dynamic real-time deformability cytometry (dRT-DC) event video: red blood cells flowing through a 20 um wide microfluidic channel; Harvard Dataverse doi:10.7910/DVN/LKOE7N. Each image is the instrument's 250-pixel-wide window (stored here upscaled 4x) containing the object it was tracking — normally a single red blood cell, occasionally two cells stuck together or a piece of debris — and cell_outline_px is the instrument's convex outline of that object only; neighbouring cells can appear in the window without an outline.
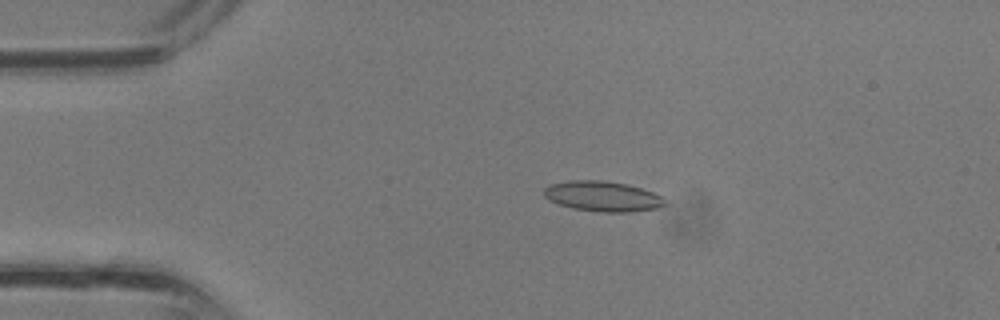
{"species": "common noctule bat (a hibernating species)", "species_latin": "Nyctalus noctula", "temperature_condition": "room temperature", "stored_images_in_passage": 36, "camera_frame_rate_fps": 3000, "um_per_image_px": 0.085, "animal": {"sex": "male", "body_mass_g": 13.3}, "frame": {"image": 1, "passage_image": 8, "time_ms": 2.333, "image_size_px": [1000, 320], "cell_outline_px": [[668, 204], [656, 208], [632, 212], [600, 212], [572, 208], [548, 200], [544, 196], [544, 188], [548, 184], [568, 180], [600, 180], [628, 184], [652, 192], [660, 196]], "centroid_in_image_um": [51.19, 16.68], "position_along_channel_um": 33.8, "area_um2": 21.39}}
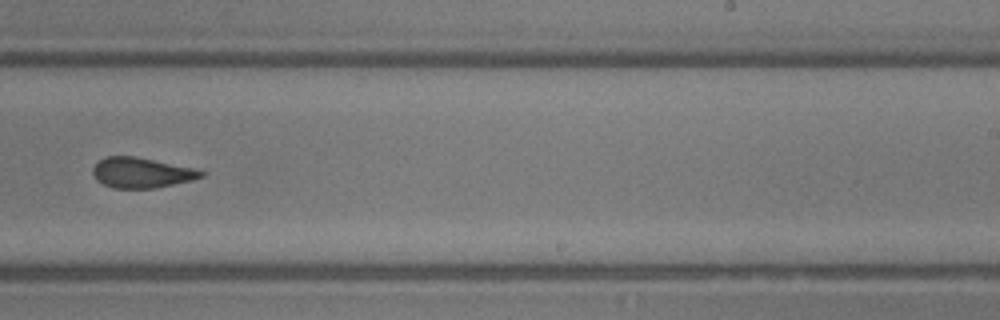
{"frame": {"image": 2, "passage_image": 23, "time_ms": 7.333, "image_size_px": [1000, 320], "cell_outline_px": [[204, 176], [192, 180], [152, 188], [112, 188], [96, 180], [92, 172], [92, 168], [104, 156], [136, 156], [196, 168], [204, 172]], "centroid_in_image_um": [12.02, 14.67], "position_along_channel_um": 277.0, "area_um2": 19.13}}
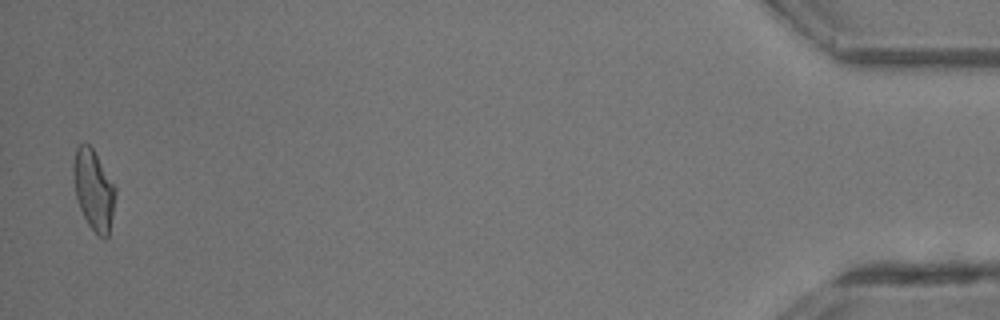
{"frame": {"image": 3, "passage_image": 36, "time_ms": 11.667, "image_size_px": [1000, 320], "cell_outline_px": [[116, 192], [112, 216], [108, 236], [104, 240], [88, 224], [80, 208], [76, 196], [72, 172], [72, 160], [76, 148], [80, 144], [88, 144], [92, 148], [116, 188]], "centroid_in_image_um": [7.94, 16.12], "position_along_channel_um": 427.3, "area_um2": 19.42}}